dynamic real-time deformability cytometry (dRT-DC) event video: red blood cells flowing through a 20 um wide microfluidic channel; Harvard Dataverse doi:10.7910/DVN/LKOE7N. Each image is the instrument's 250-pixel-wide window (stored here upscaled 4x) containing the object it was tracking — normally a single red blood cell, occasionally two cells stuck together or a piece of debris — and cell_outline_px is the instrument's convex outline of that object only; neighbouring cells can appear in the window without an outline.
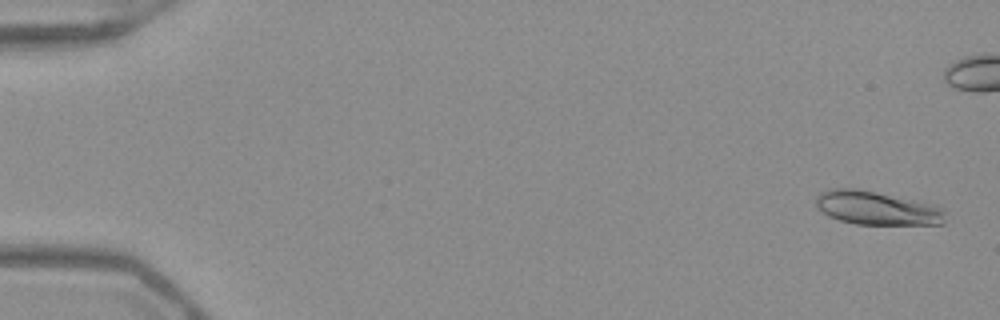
{"species": "Egyptian fruit bat (a non-hibernating species)", "species_latin": "Rousettus aegyptiacus", "temperature_condition": "warm", "stored_images_in_passage": 53, "camera_frame_rate_fps": 3000, "um_per_image_px": 0.085, "frame": {"image": 1, "passage_image": 2, "time_ms": 0.333, "image_size_px": [1000, 320], "cell_outline_px": [[944, 224], [856, 224], [840, 220], [828, 216], [820, 212], [816, 208], [816, 196], [820, 192], [828, 188], [856, 188], [936, 204], [944, 208]], "centroid_in_image_um": [74.5, 17.67], "position_along_channel_um": 10.5, "area_um2": 25.61}}
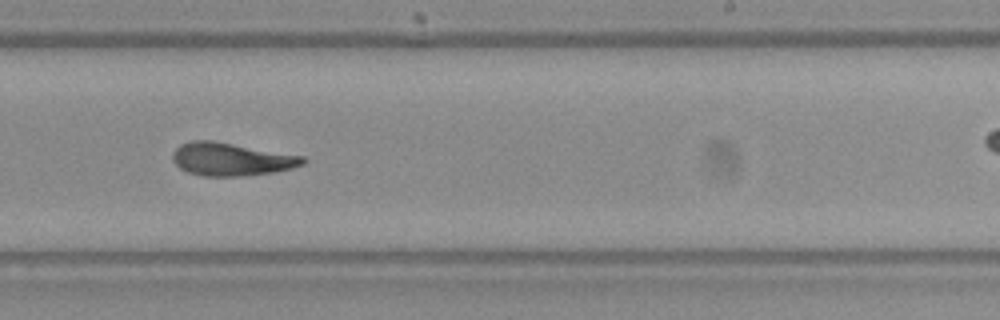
{"frame": {"image": 2, "passage_image": 33, "time_ms": 10.667, "image_size_px": [1000, 320], "cell_outline_px": [[308, 160], [304, 164], [292, 168], [276, 172], [244, 176], [204, 176], [188, 172], [180, 168], [172, 160], [172, 152], [180, 144], [192, 140], [212, 140], [304, 156]], "centroid_in_image_um": [19.67, 13.53], "position_along_channel_um": 269.3, "area_um2": 25.2}}
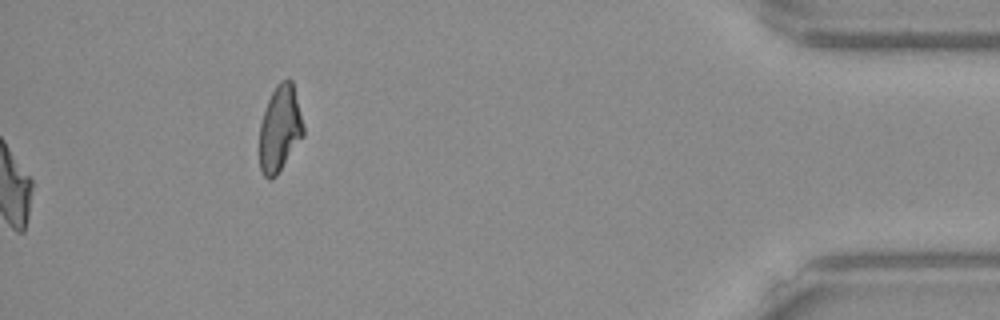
{"frame": {"image": 3, "passage_image": 53, "time_ms": 17.333, "image_size_px": [1000, 320], "cell_outline_px": [[304, 136], [276, 176], [272, 180], [268, 180], [264, 176], [260, 168], [260, 124], [268, 100], [276, 84], [280, 80], [292, 80], [304, 128]], "centroid_in_image_um": [23.79, 10.96], "position_along_channel_um": 411.4, "area_um2": 21.91}, "authors_computed_cell_mechanics": {"area_um2": 24.2182, "velocity_mm_per_s": 3.9715, "shape_relaxation_time_tau1_ms": null, "shape_relaxation_time_tau2_ms": 8.308, "deformation_change_tau1": null, "deformation_change_tau2": 0.1851}}